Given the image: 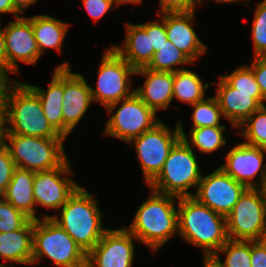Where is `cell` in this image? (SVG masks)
<instances>
[{
	"label": "cell",
	"mask_w": 266,
	"mask_h": 267,
	"mask_svg": "<svg viewBox=\"0 0 266 267\" xmlns=\"http://www.w3.org/2000/svg\"><path fill=\"white\" fill-rule=\"evenodd\" d=\"M1 134L64 138L44 116L38 95L26 83L19 81L9 83L6 89Z\"/></svg>",
	"instance_id": "cell-1"
},
{
	"label": "cell",
	"mask_w": 266,
	"mask_h": 267,
	"mask_svg": "<svg viewBox=\"0 0 266 267\" xmlns=\"http://www.w3.org/2000/svg\"><path fill=\"white\" fill-rule=\"evenodd\" d=\"M178 233L188 243L203 248L204 258L213 257L228 241L226 217L193 196L178 198Z\"/></svg>",
	"instance_id": "cell-2"
},
{
	"label": "cell",
	"mask_w": 266,
	"mask_h": 267,
	"mask_svg": "<svg viewBox=\"0 0 266 267\" xmlns=\"http://www.w3.org/2000/svg\"><path fill=\"white\" fill-rule=\"evenodd\" d=\"M150 197L137 209L133 222L126 229L152 251H157L178 234V197L151 190Z\"/></svg>",
	"instance_id": "cell-3"
},
{
	"label": "cell",
	"mask_w": 266,
	"mask_h": 267,
	"mask_svg": "<svg viewBox=\"0 0 266 267\" xmlns=\"http://www.w3.org/2000/svg\"><path fill=\"white\" fill-rule=\"evenodd\" d=\"M52 218L88 254L108 230L102 227V214L94 196L79 186L61 207L60 215H43Z\"/></svg>",
	"instance_id": "cell-4"
},
{
	"label": "cell",
	"mask_w": 266,
	"mask_h": 267,
	"mask_svg": "<svg viewBox=\"0 0 266 267\" xmlns=\"http://www.w3.org/2000/svg\"><path fill=\"white\" fill-rule=\"evenodd\" d=\"M196 155L181 137L169 152L158 176L148 185L150 190L175 197L193 196L188 191L198 187L202 178Z\"/></svg>",
	"instance_id": "cell-5"
},
{
	"label": "cell",
	"mask_w": 266,
	"mask_h": 267,
	"mask_svg": "<svg viewBox=\"0 0 266 267\" xmlns=\"http://www.w3.org/2000/svg\"><path fill=\"white\" fill-rule=\"evenodd\" d=\"M87 254L52 218L33 220V256L31 265L43 257L58 267H86Z\"/></svg>",
	"instance_id": "cell-6"
},
{
	"label": "cell",
	"mask_w": 266,
	"mask_h": 267,
	"mask_svg": "<svg viewBox=\"0 0 266 267\" xmlns=\"http://www.w3.org/2000/svg\"><path fill=\"white\" fill-rule=\"evenodd\" d=\"M0 140L17 168L32 172L47 171L59 167L67 159L63 145L65 138L0 134Z\"/></svg>",
	"instance_id": "cell-7"
},
{
	"label": "cell",
	"mask_w": 266,
	"mask_h": 267,
	"mask_svg": "<svg viewBox=\"0 0 266 267\" xmlns=\"http://www.w3.org/2000/svg\"><path fill=\"white\" fill-rule=\"evenodd\" d=\"M99 66L96 88L90 87L93 102L106 108L135 93V90L131 91L129 76L136 74V70L112 47L105 49Z\"/></svg>",
	"instance_id": "cell-8"
},
{
	"label": "cell",
	"mask_w": 266,
	"mask_h": 267,
	"mask_svg": "<svg viewBox=\"0 0 266 267\" xmlns=\"http://www.w3.org/2000/svg\"><path fill=\"white\" fill-rule=\"evenodd\" d=\"M120 103L121 106L117 108ZM116 108L118 110L110 116L104 133L127 143L152 129L161 121L135 93L126 99L108 105L105 109L110 115Z\"/></svg>",
	"instance_id": "cell-9"
},
{
	"label": "cell",
	"mask_w": 266,
	"mask_h": 267,
	"mask_svg": "<svg viewBox=\"0 0 266 267\" xmlns=\"http://www.w3.org/2000/svg\"><path fill=\"white\" fill-rule=\"evenodd\" d=\"M228 239L259 241L266 230V209L259 188H247L226 216Z\"/></svg>",
	"instance_id": "cell-10"
},
{
	"label": "cell",
	"mask_w": 266,
	"mask_h": 267,
	"mask_svg": "<svg viewBox=\"0 0 266 267\" xmlns=\"http://www.w3.org/2000/svg\"><path fill=\"white\" fill-rule=\"evenodd\" d=\"M181 138L178 124L174 131L163 122L132 139L140 161L145 182L149 185L161 172L164 162L175 143Z\"/></svg>",
	"instance_id": "cell-11"
},
{
	"label": "cell",
	"mask_w": 266,
	"mask_h": 267,
	"mask_svg": "<svg viewBox=\"0 0 266 267\" xmlns=\"http://www.w3.org/2000/svg\"><path fill=\"white\" fill-rule=\"evenodd\" d=\"M193 197L216 213L226 217L247 187L220 167L199 181Z\"/></svg>",
	"instance_id": "cell-12"
},
{
	"label": "cell",
	"mask_w": 266,
	"mask_h": 267,
	"mask_svg": "<svg viewBox=\"0 0 266 267\" xmlns=\"http://www.w3.org/2000/svg\"><path fill=\"white\" fill-rule=\"evenodd\" d=\"M70 167L66 159L55 169L35 172L33 196L37 205L57 211L67 202L79 187V184L69 177L73 174Z\"/></svg>",
	"instance_id": "cell-13"
},
{
	"label": "cell",
	"mask_w": 266,
	"mask_h": 267,
	"mask_svg": "<svg viewBox=\"0 0 266 267\" xmlns=\"http://www.w3.org/2000/svg\"><path fill=\"white\" fill-rule=\"evenodd\" d=\"M127 229H108L86 256V267H132L134 240Z\"/></svg>",
	"instance_id": "cell-14"
},
{
	"label": "cell",
	"mask_w": 266,
	"mask_h": 267,
	"mask_svg": "<svg viewBox=\"0 0 266 267\" xmlns=\"http://www.w3.org/2000/svg\"><path fill=\"white\" fill-rule=\"evenodd\" d=\"M4 41L6 52V76L11 72L18 74L17 60L26 64L37 63L39 49L32 29L31 17H17L4 27Z\"/></svg>",
	"instance_id": "cell-15"
},
{
	"label": "cell",
	"mask_w": 266,
	"mask_h": 267,
	"mask_svg": "<svg viewBox=\"0 0 266 267\" xmlns=\"http://www.w3.org/2000/svg\"><path fill=\"white\" fill-rule=\"evenodd\" d=\"M265 153L266 149L243 142L227 152L226 162L220 168L247 188H260L266 181V164H263ZM258 173L261 184L253 180Z\"/></svg>",
	"instance_id": "cell-16"
},
{
	"label": "cell",
	"mask_w": 266,
	"mask_h": 267,
	"mask_svg": "<svg viewBox=\"0 0 266 267\" xmlns=\"http://www.w3.org/2000/svg\"><path fill=\"white\" fill-rule=\"evenodd\" d=\"M58 67H63V121L64 138L70 134L87 112L93 102L90 86L80 73L71 71L68 62Z\"/></svg>",
	"instance_id": "cell-17"
},
{
	"label": "cell",
	"mask_w": 266,
	"mask_h": 267,
	"mask_svg": "<svg viewBox=\"0 0 266 267\" xmlns=\"http://www.w3.org/2000/svg\"><path fill=\"white\" fill-rule=\"evenodd\" d=\"M218 81L215 97L223 118L228 119L233 127L239 128L249 116L265 105L262 93L239 92L221 76Z\"/></svg>",
	"instance_id": "cell-18"
},
{
	"label": "cell",
	"mask_w": 266,
	"mask_h": 267,
	"mask_svg": "<svg viewBox=\"0 0 266 267\" xmlns=\"http://www.w3.org/2000/svg\"><path fill=\"white\" fill-rule=\"evenodd\" d=\"M194 11L186 13H164L167 38L180 49L193 63L207 46L200 41L193 28Z\"/></svg>",
	"instance_id": "cell-19"
},
{
	"label": "cell",
	"mask_w": 266,
	"mask_h": 267,
	"mask_svg": "<svg viewBox=\"0 0 266 267\" xmlns=\"http://www.w3.org/2000/svg\"><path fill=\"white\" fill-rule=\"evenodd\" d=\"M136 74L146 76L143 87L135 94L155 113L159 109L167 110L173 98L174 72L154 71L145 67L136 70Z\"/></svg>",
	"instance_id": "cell-20"
},
{
	"label": "cell",
	"mask_w": 266,
	"mask_h": 267,
	"mask_svg": "<svg viewBox=\"0 0 266 267\" xmlns=\"http://www.w3.org/2000/svg\"><path fill=\"white\" fill-rule=\"evenodd\" d=\"M125 25L126 35L122 47L114 45L112 48L135 70L146 67L154 54L150 41V22Z\"/></svg>",
	"instance_id": "cell-21"
},
{
	"label": "cell",
	"mask_w": 266,
	"mask_h": 267,
	"mask_svg": "<svg viewBox=\"0 0 266 267\" xmlns=\"http://www.w3.org/2000/svg\"><path fill=\"white\" fill-rule=\"evenodd\" d=\"M47 89L35 85H27L38 95L44 116L50 125L64 137L63 121V67H56Z\"/></svg>",
	"instance_id": "cell-22"
},
{
	"label": "cell",
	"mask_w": 266,
	"mask_h": 267,
	"mask_svg": "<svg viewBox=\"0 0 266 267\" xmlns=\"http://www.w3.org/2000/svg\"><path fill=\"white\" fill-rule=\"evenodd\" d=\"M33 256V219L12 232H0V257L3 262L31 265Z\"/></svg>",
	"instance_id": "cell-23"
},
{
	"label": "cell",
	"mask_w": 266,
	"mask_h": 267,
	"mask_svg": "<svg viewBox=\"0 0 266 267\" xmlns=\"http://www.w3.org/2000/svg\"><path fill=\"white\" fill-rule=\"evenodd\" d=\"M34 177L35 172L16 168L7 189L1 196L31 219L37 220L33 196Z\"/></svg>",
	"instance_id": "cell-24"
},
{
	"label": "cell",
	"mask_w": 266,
	"mask_h": 267,
	"mask_svg": "<svg viewBox=\"0 0 266 267\" xmlns=\"http://www.w3.org/2000/svg\"><path fill=\"white\" fill-rule=\"evenodd\" d=\"M31 23L40 55L48 48H53L60 54L70 25L45 14L32 16Z\"/></svg>",
	"instance_id": "cell-25"
},
{
	"label": "cell",
	"mask_w": 266,
	"mask_h": 267,
	"mask_svg": "<svg viewBox=\"0 0 266 267\" xmlns=\"http://www.w3.org/2000/svg\"><path fill=\"white\" fill-rule=\"evenodd\" d=\"M209 83L203 84L196 72L182 68L174 72L173 98L193 105L205 99V89Z\"/></svg>",
	"instance_id": "cell-26"
},
{
	"label": "cell",
	"mask_w": 266,
	"mask_h": 267,
	"mask_svg": "<svg viewBox=\"0 0 266 267\" xmlns=\"http://www.w3.org/2000/svg\"><path fill=\"white\" fill-rule=\"evenodd\" d=\"M177 124L181 137L187 142V144H189L191 149L197 147V149L203 153H212L227 143L223 132L226 130V127H201L190 129V143L184 132L182 123L178 120Z\"/></svg>",
	"instance_id": "cell-27"
},
{
	"label": "cell",
	"mask_w": 266,
	"mask_h": 267,
	"mask_svg": "<svg viewBox=\"0 0 266 267\" xmlns=\"http://www.w3.org/2000/svg\"><path fill=\"white\" fill-rule=\"evenodd\" d=\"M194 64L180 49L170 40H167L160 49L153 54L149 64L145 67L154 71L176 72L178 67L175 65Z\"/></svg>",
	"instance_id": "cell-28"
},
{
	"label": "cell",
	"mask_w": 266,
	"mask_h": 267,
	"mask_svg": "<svg viewBox=\"0 0 266 267\" xmlns=\"http://www.w3.org/2000/svg\"><path fill=\"white\" fill-rule=\"evenodd\" d=\"M218 252L226 254L225 261H221ZM213 258L221 267H251L250 241L228 239Z\"/></svg>",
	"instance_id": "cell-29"
},
{
	"label": "cell",
	"mask_w": 266,
	"mask_h": 267,
	"mask_svg": "<svg viewBox=\"0 0 266 267\" xmlns=\"http://www.w3.org/2000/svg\"><path fill=\"white\" fill-rule=\"evenodd\" d=\"M239 128H243L239 133L245 144L266 149V105L256 110Z\"/></svg>",
	"instance_id": "cell-30"
},
{
	"label": "cell",
	"mask_w": 266,
	"mask_h": 267,
	"mask_svg": "<svg viewBox=\"0 0 266 267\" xmlns=\"http://www.w3.org/2000/svg\"><path fill=\"white\" fill-rule=\"evenodd\" d=\"M194 107L191 119L193 120V128L201 127H226L220 125V118L223 116L216 97H208L193 105Z\"/></svg>",
	"instance_id": "cell-31"
},
{
	"label": "cell",
	"mask_w": 266,
	"mask_h": 267,
	"mask_svg": "<svg viewBox=\"0 0 266 267\" xmlns=\"http://www.w3.org/2000/svg\"><path fill=\"white\" fill-rule=\"evenodd\" d=\"M251 32L254 57H266V0L257 5Z\"/></svg>",
	"instance_id": "cell-32"
},
{
	"label": "cell",
	"mask_w": 266,
	"mask_h": 267,
	"mask_svg": "<svg viewBox=\"0 0 266 267\" xmlns=\"http://www.w3.org/2000/svg\"><path fill=\"white\" fill-rule=\"evenodd\" d=\"M31 220L0 196V232H12L24 227Z\"/></svg>",
	"instance_id": "cell-33"
},
{
	"label": "cell",
	"mask_w": 266,
	"mask_h": 267,
	"mask_svg": "<svg viewBox=\"0 0 266 267\" xmlns=\"http://www.w3.org/2000/svg\"><path fill=\"white\" fill-rule=\"evenodd\" d=\"M231 87L244 93H262L253 75L252 69L247 65L240 66L229 75H220Z\"/></svg>",
	"instance_id": "cell-34"
},
{
	"label": "cell",
	"mask_w": 266,
	"mask_h": 267,
	"mask_svg": "<svg viewBox=\"0 0 266 267\" xmlns=\"http://www.w3.org/2000/svg\"><path fill=\"white\" fill-rule=\"evenodd\" d=\"M16 168L7 147L0 140V196L7 189Z\"/></svg>",
	"instance_id": "cell-35"
},
{
	"label": "cell",
	"mask_w": 266,
	"mask_h": 267,
	"mask_svg": "<svg viewBox=\"0 0 266 267\" xmlns=\"http://www.w3.org/2000/svg\"><path fill=\"white\" fill-rule=\"evenodd\" d=\"M198 0H160V14L186 13L195 10Z\"/></svg>",
	"instance_id": "cell-36"
},
{
	"label": "cell",
	"mask_w": 266,
	"mask_h": 267,
	"mask_svg": "<svg viewBox=\"0 0 266 267\" xmlns=\"http://www.w3.org/2000/svg\"><path fill=\"white\" fill-rule=\"evenodd\" d=\"M82 2L94 22L104 17L115 4L114 0H82Z\"/></svg>",
	"instance_id": "cell-37"
},
{
	"label": "cell",
	"mask_w": 266,
	"mask_h": 267,
	"mask_svg": "<svg viewBox=\"0 0 266 267\" xmlns=\"http://www.w3.org/2000/svg\"><path fill=\"white\" fill-rule=\"evenodd\" d=\"M160 15H162V22L158 20L150 22V41L154 49V53L157 52L160 47L168 40L164 23V14Z\"/></svg>",
	"instance_id": "cell-38"
},
{
	"label": "cell",
	"mask_w": 266,
	"mask_h": 267,
	"mask_svg": "<svg viewBox=\"0 0 266 267\" xmlns=\"http://www.w3.org/2000/svg\"><path fill=\"white\" fill-rule=\"evenodd\" d=\"M260 87L264 102L266 101V57H254L250 66Z\"/></svg>",
	"instance_id": "cell-39"
},
{
	"label": "cell",
	"mask_w": 266,
	"mask_h": 267,
	"mask_svg": "<svg viewBox=\"0 0 266 267\" xmlns=\"http://www.w3.org/2000/svg\"><path fill=\"white\" fill-rule=\"evenodd\" d=\"M251 267H266V248L260 241H250Z\"/></svg>",
	"instance_id": "cell-40"
},
{
	"label": "cell",
	"mask_w": 266,
	"mask_h": 267,
	"mask_svg": "<svg viewBox=\"0 0 266 267\" xmlns=\"http://www.w3.org/2000/svg\"><path fill=\"white\" fill-rule=\"evenodd\" d=\"M9 83V78L0 71V134L4 122V96Z\"/></svg>",
	"instance_id": "cell-41"
},
{
	"label": "cell",
	"mask_w": 266,
	"mask_h": 267,
	"mask_svg": "<svg viewBox=\"0 0 266 267\" xmlns=\"http://www.w3.org/2000/svg\"><path fill=\"white\" fill-rule=\"evenodd\" d=\"M0 71L6 75V52L4 41V28L2 29L0 23Z\"/></svg>",
	"instance_id": "cell-42"
},
{
	"label": "cell",
	"mask_w": 266,
	"mask_h": 267,
	"mask_svg": "<svg viewBox=\"0 0 266 267\" xmlns=\"http://www.w3.org/2000/svg\"><path fill=\"white\" fill-rule=\"evenodd\" d=\"M0 13H12L15 18L21 14L15 7L12 0H0Z\"/></svg>",
	"instance_id": "cell-43"
},
{
	"label": "cell",
	"mask_w": 266,
	"mask_h": 267,
	"mask_svg": "<svg viewBox=\"0 0 266 267\" xmlns=\"http://www.w3.org/2000/svg\"><path fill=\"white\" fill-rule=\"evenodd\" d=\"M12 2L14 4V7L20 13H24V9H28L30 5L36 4L37 0H12Z\"/></svg>",
	"instance_id": "cell-44"
},
{
	"label": "cell",
	"mask_w": 266,
	"mask_h": 267,
	"mask_svg": "<svg viewBox=\"0 0 266 267\" xmlns=\"http://www.w3.org/2000/svg\"><path fill=\"white\" fill-rule=\"evenodd\" d=\"M204 267H221L213 257H205Z\"/></svg>",
	"instance_id": "cell-45"
},
{
	"label": "cell",
	"mask_w": 266,
	"mask_h": 267,
	"mask_svg": "<svg viewBox=\"0 0 266 267\" xmlns=\"http://www.w3.org/2000/svg\"><path fill=\"white\" fill-rule=\"evenodd\" d=\"M143 0H114L115 5H121L123 3L141 4Z\"/></svg>",
	"instance_id": "cell-46"
},
{
	"label": "cell",
	"mask_w": 266,
	"mask_h": 267,
	"mask_svg": "<svg viewBox=\"0 0 266 267\" xmlns=\"http://www.w3.org/2000/svg\"><path fill=\"white\" fill-rule=\"evenodd\" d=\"M259 189L262 192L264 202H265V209H266V181L261 185V187Z\"/></svg>",
	"instance_id": "cell-47"
},
{
	"label": "cell",
	"mask_w": 266,
	"mask_h": 267,
	"mask_svg": "<svg viewBox=\"0 0 266 267\" xmlns=\"http://www.w3.org/2000/svg\"><path fill=\"white\" fill-rule=\"evenodd\" d=\"M214 1H216V2H218V3H236V2H239L240 0H214ZM243 1V0H242ZM245 1H248L249 2V0H245ZM198 3L200 4V3H202V0H198Z\"/></svg>",
	"instance_id": "cell-48"
},
{
	"label": "cell",
	"mask_w": 266,
	"mask_h": 267,
	"mask_svg": "<svg viewBox=\"0 0 266 267\" xmlns=\"http://www.w3.org/2000/svg\"><path fill=\"white\" fill-rule=\"evenodd\" d=\"M259 241L264 245L266 248V230L262 233V236L260 237Z\"/></svg>",
	"instance_id": "cell-49"
},
{
	"label": "cell",
	"mask_w": 266,
	"mask_h": 267,
	"mask_svg": "<svg viewBox=\"0 0 266 267\" xmlns=\"http://www.w3.org/2000/svg\"><path fill=\"white\" fill-rule=\"evenodd\" d=\"M0 267H13V266L0 264Z\"/></svg>",
	"instance_id": "cell-50"
}]
</instances>
